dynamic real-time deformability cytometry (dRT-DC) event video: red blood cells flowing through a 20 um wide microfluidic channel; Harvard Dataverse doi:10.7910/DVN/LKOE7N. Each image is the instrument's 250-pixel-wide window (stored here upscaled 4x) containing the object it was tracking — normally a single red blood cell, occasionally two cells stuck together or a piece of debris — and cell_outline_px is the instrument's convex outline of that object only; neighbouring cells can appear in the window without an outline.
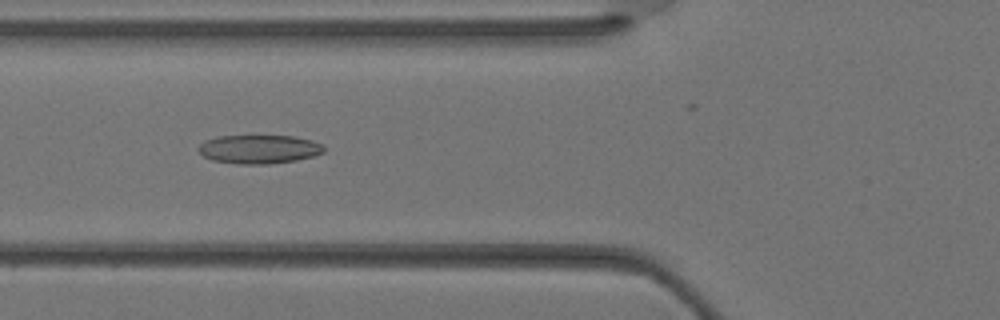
{"species": "Egyptian fruit bat (a non-hibernating species)", "species_latin": "Rousettus aegyptiacus", "temperature_condition": "warm", "stored_images_in_passage": 30, "camera_frame_rate_fps": 3000, "um_per_image_px": 0.085, "animal": {"sex": "female"}, "frame": {"image": 1, "passage_image": 14, "time_ms": 4.333, "image_size_px": [1000, 320], "cell_outline_px": [[324, 152], [312, 156], [296, 160], [268, 164], [240, 164], [212, 160], [204, 156], [196, 148], [204, 140], [220, 136], [292, 136], [312, 140], [324, 144]], "centroid_in_image_um": [22.02, 12.68], "position_along_channel_um": 103.8, "area_um2": 20.98}}
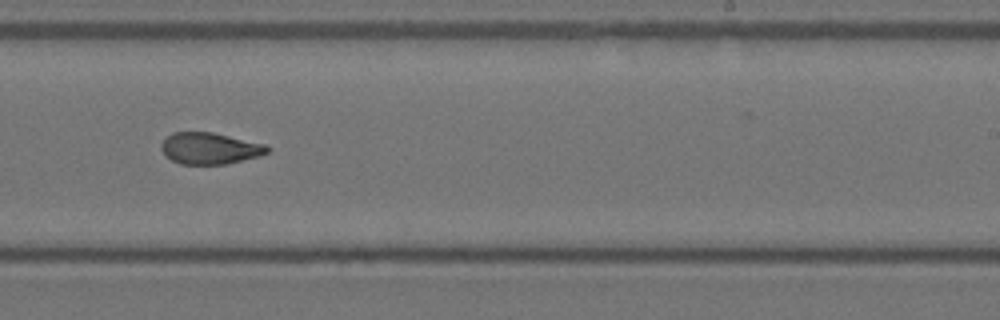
{"frame": {"image": 2, "passage_image": 23, "time_ms": 7.333, "image_size_px": [1000, 320], "cell_outline_px": [[272, 148], [268, 152], [260, 156], [224, 164], [180, 164], [172, 160], [160, 148], [160, 144], [172, 132], [212, 132], [264, 144]], "centroid_in_image_um": [17.84, 12.61], "position_along_channel_um": 271.2, "area_um2": 19.31}}
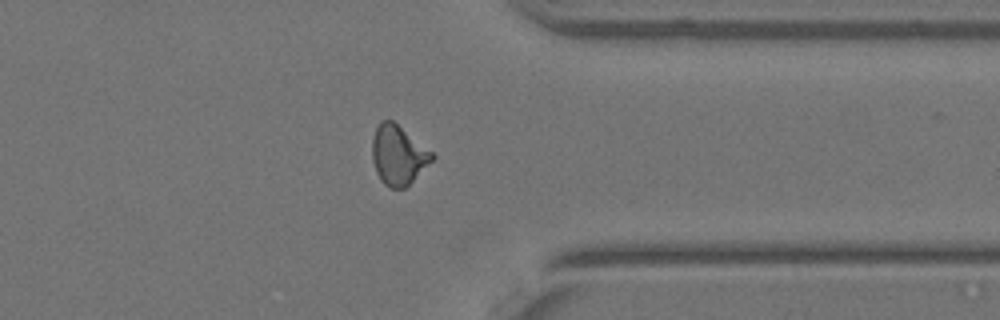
{"frame": {"image": 3, "passage_image": 29, "time_ms": 9.333, "image_size_px": [1000, 320], "cell_outline_px": [[436, 156], [404, 188], [392, 188], [384, 184], [380, 180], [376, 172], [372, 160], [372, 140], [376, 128], [380, 120], [392, 120], [432, 152]], "centroid_in_image_um": [33.81, 13.17], "position_along_channel_um": 377.6, "area_um2": 20.35}}